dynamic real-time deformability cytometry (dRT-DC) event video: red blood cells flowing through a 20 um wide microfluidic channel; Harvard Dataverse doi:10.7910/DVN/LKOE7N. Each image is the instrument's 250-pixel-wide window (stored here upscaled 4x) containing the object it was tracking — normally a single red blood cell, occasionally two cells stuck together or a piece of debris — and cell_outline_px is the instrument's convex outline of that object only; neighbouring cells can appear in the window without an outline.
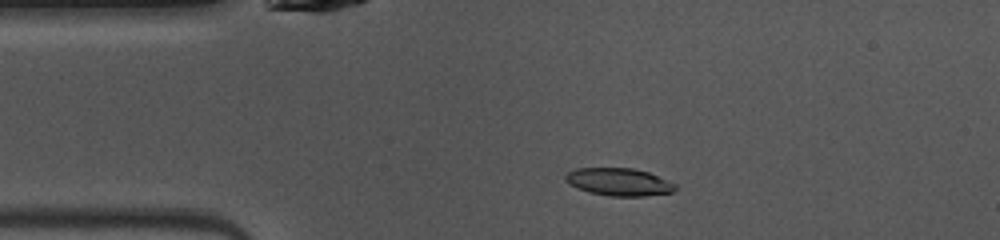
{"species": "common noctule bat (a hibernating species)", "species_latin": "Nyctalus noctula", "temperature_condition": "warm", "stored_images_in_passage": 40, "camera_frame_rate_fps": 3000, "um_per_image_px": 0.085, "animal": {"sex": "female", "body_mass_g": 10.0, "forearm_length_mm": 53.1}, "frame": {"image": 1, "passage_image": 1, "time_ms": 0.0, "image_size_px": [1000, 240], "cell_outline_px": [[676, 188], [672, 192], [644, 196], [608, 196], [588, 192], [576, 188], [568, 184], [564, 180], [564, 176], [568, 172], [576, 168], [632, 168], [648, 172], [668, 180], [676, 184]], "centroid_in_image_um": [52.57, 15.46], "position_along_channel_um": 32.4, "area_um2": 17.8}}
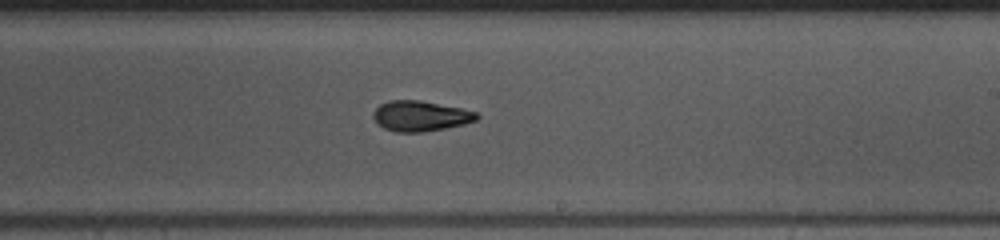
{"frame": {"image": 2, "passage_image": 19, "time_ms": 6.0, "image_size_px": [1000, 240], "cell_outline_px": [[480, 116], [476, 120], [464, 124], [424, 132], [396, 132], [384, 128], [372, 116], [372, 112], [380, 104], [388, 100], [420, 100], [460, 108], [476, 112]], "centroid_in_image_um": [35.72, 9.85], "position_along_channel_um": 253.3, "area_um2": 18.21}}
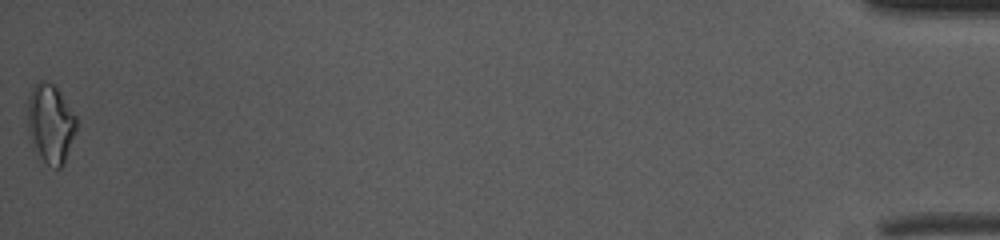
{"frame": {"image": 3, "passage_image": 40, "time_ms": 13.0, "image_size_px": [1000, 240], "cell_outline_px": [[76, 128], [64, 164], [60, 168], [56, 168], [48, 164], [32, 148], [28, 128], [28, 96], [32, 88], [40, 80], [44, 80], [56, 84], [76, 116]], "centroid_in_image_um": [4.28, 10.47], "position_along_channel_um": 430.9, "area_um2": 22.54}, "authors_computed_cell_mechanics": {"area_um2": 18.2648, "velocity_mm_per_s": 4.0823, "shape_relaxation_time_tau1_ms": 4.879, "shape_relaxation_time_tau2_ms": 2.7155, "deformation_change_tau1": 0.1452, "deformation_change_tau2": 0.0979}}